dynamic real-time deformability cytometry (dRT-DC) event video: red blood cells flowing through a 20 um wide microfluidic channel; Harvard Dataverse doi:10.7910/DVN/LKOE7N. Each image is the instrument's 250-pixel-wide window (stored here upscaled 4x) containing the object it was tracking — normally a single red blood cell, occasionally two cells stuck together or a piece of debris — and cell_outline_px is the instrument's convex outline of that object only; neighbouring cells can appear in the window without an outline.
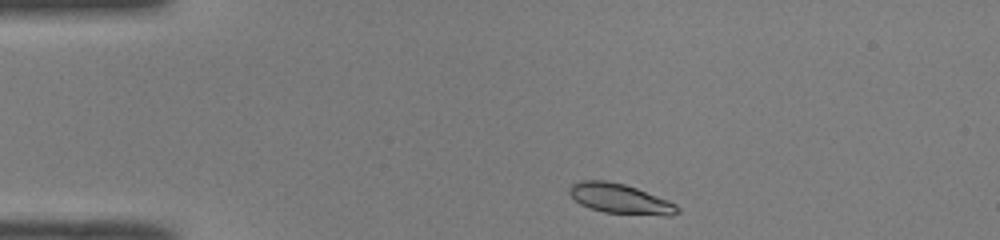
{"species": "common noctule bat (a hibernating species)", "species_latin": "Nyctalus noctula", "temperature_condition": "room temperature", "stored_images_in_passage": 41, "camera_frame_rate_fps": 3000, "um_per_image_px": 0.085, "animal": {"sex": "male", "body_mass_g": 19.0, "forearm_length_mm": 50.8}, "frame": {"image": 1, "passage_image": 1, "time_ms": 0.0, "image_size_px": [1000, 240], "cell_outline_px": [[680, 212], [672, 216], [664, 216], [604, 212], [580, 204], [568, 192], [568, 188], [572, 184], [580, 180], [604, 180], [624, 184], [636, 188], [668, 200], [676, 204], [680, 208]], "centroid_in_image_um": [52.74, 16.9], "position_along_channel_um": 32.3, "area_um2": 18.84}}
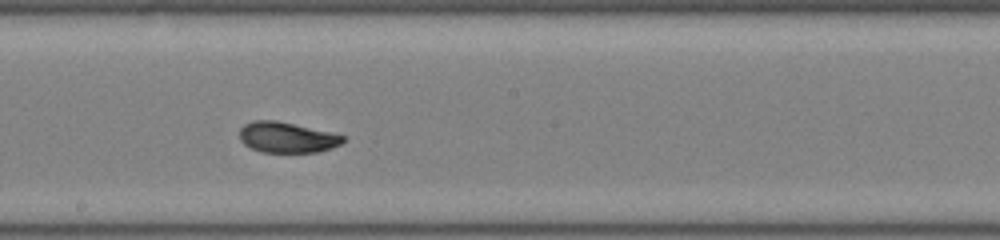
{"frame": {"image": 2, "passage_image": 19, "time_ms": 6.0, "image_size_px": [1000, 240], "cell_outline_px": [[348, 136], [340, 144], [332, 148], [316, 152], [260, 152], [244, 144], [240, 140], [240, 128], [244, 124], [252, 120], [276, 120], [332, 132]], "centroid_in_image_um": [24.4, 11.67], "position_along_channel_um": 223.8, "area_um2": 18.61}}
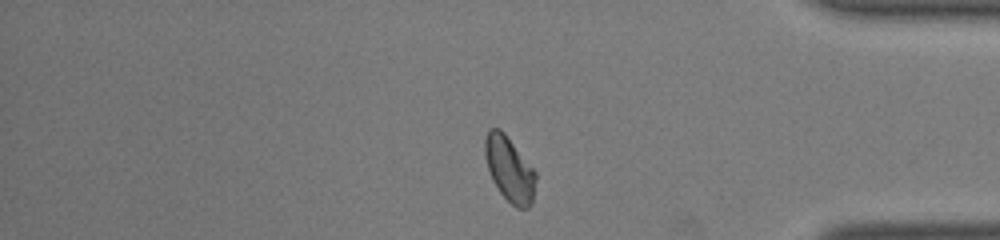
{"frame": {"image": 3, "passage_image": 33, "time_ms": 10.667, "image_size_px": [1000, 240], "cell_outline_px": [[536, 180], [532, 204], [528, 208], [516, 208], [500, 192], [492, 180], [484, 156], [484, 140], [488, 128], [500, 128], [504, 132], [536, 172]], "centroid_in_image_um": [43.29, 14.36], "position_along_channel_um": 391.9, "area_um2": 19.25}, "authors_computed_cell_mechanics": {"area_um2": 18.9584, "velocity_mm_per_s": 4.0529, "shape_relaxation_time_tau1_ms": 5.1474, "shape_relaxation_time_tau2_ms": 1.0256, "deformation_change_tau1": 0.1687, "deformation_change_tau2": 0.0395}}